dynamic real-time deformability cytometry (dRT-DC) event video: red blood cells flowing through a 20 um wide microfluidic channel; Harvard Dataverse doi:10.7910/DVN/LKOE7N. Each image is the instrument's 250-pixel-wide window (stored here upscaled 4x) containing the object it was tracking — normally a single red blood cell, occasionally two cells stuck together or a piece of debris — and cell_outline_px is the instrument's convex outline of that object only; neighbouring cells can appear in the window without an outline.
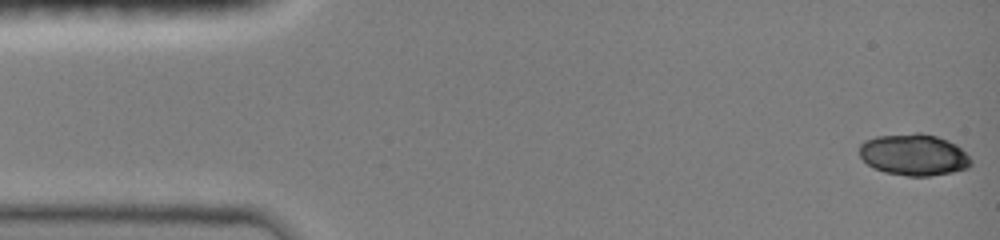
{"species": "common noctule bat (a hibernating species)", "species_latin": "Nyctalus noctula", "temperature_condition": "room temperature", "stored_images_in_passage": 15, "camera_frame_rate_fps": 3000, "um_per_image_px": 0.085, "animal": {"sex": "female", "body_mass_g": 19.0, "forearm_length_mm": 51.5}, "frame": {"image": 1, "passage_image": 1, "time_ms": 0.0, "image_size_px": [1000, 240], "cell_outline_px": [[972, 164], [968, 168], [952, 172], [928, 176], [908, 176], [884, 172], [872, 168], [860, 156], [860, 144], [864, 140], [876, 136], [916, 132], [920, 132], [936, 136], [948, 140], [956, 144], [972, 160]], "centroid_in_image_um": [77.66, 13.15], "position_along_channel_um": 7.3, "area_um2": 27.17}}
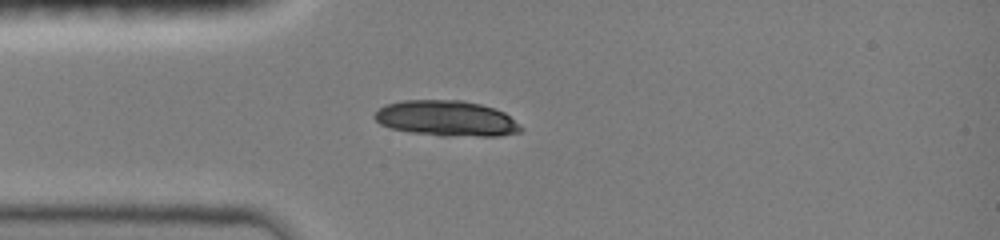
{"frame": {"image": 2, "passage_image": 9, "time_ms": 2.667, "image_size_px": [1000, 240], "cell_outline_px": [[524, 128], [520, 132], [500, 136], [440, 136], [412, 132], [392, 128], [380, 124], [372, 116], [384, 104], [404, 100], [460, 100], [480, 104], [504, 112]], "centroid_in_image_um": [37.95, 10.07], "position_along_channel_um": 47.1, "area_um2": 30.29}}